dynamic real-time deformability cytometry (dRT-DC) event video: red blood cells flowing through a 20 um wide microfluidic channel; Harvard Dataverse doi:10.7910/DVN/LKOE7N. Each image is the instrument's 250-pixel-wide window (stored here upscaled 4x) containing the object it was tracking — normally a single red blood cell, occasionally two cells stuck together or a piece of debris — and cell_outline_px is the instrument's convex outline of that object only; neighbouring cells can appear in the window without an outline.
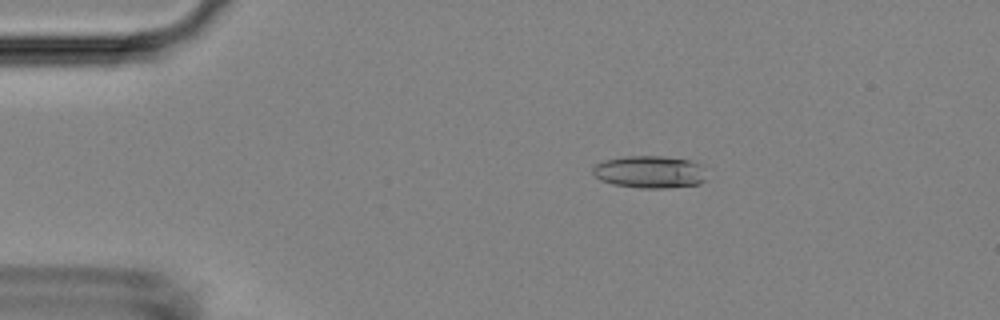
{"species": "Egyptian fruit bat (a non-hibernating species)", "species_latin": "Rousettus aegyptiacus", "temperature_condition": "room temperature", "stored_images_in_passage": 53, "camera_frame_rate_fps": 3000, "um_per_image_px": 0.085, "animal": {"sex": "female"}, "frame": {"image": 1, "passage_image": 10, "time_ms": 3.0, "image_size_px": [1000, 320], "cell_outline_px": [[708, 180], [700, 184], [668, 188], [640, 188], [612, 184], [600, 180], [592, 172], [592, 168], [596, 164], [604, 160], [624, 156], [664, 156], [688, 160], [700, 164]], "centroid_in_image_um": [55.24, 14.62], "position_along_channel_um": 29.8, "area_um2": 21.68}}
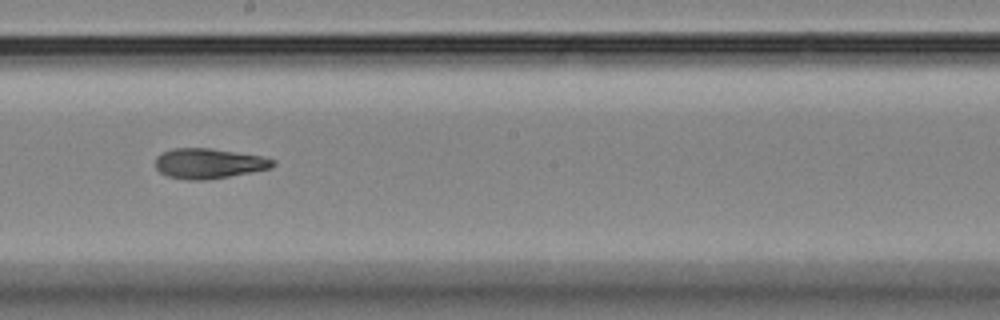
{"frame": {"image": 2, "passage_image": 30, "time_ms": 9.667, "image_size_px": [1000, 320], "cell_outline_px": [[276, 164], [272, 168], [252, 172], [204, 180], [184, 180], [168, 176], [160, 172], [156, 168], [156, 156], [172, 148], [208, 148], [260, 156], [276, 160]], "centroid_in_image_um": [17.74, 13.9], "position_along_channel_um": 230.5, "area_um2": 20.52}}
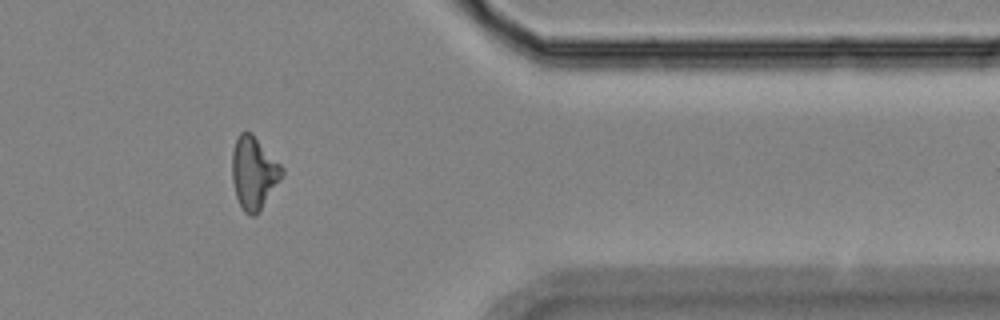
{"frame": {"image": 3, "passage_image": 44, "time_ms": 14.333, "image_size_px": [1000, 320], "cell_outline_px": [[284, 172], [280, 180], [260, 208], [252, 216], [244, 212], [236, 196], [232, 180], [232, 152], [236, 140], [240, 132], [252, 132], [284, 168]], "centroid_in_image_um": [21.56, 14.64], "position_along_channel_um": 389.8, "area_um2": 20.69}, "authors_computed_cell_mechanics": {"area_um2": 20.808, "velocity_mm_per_s": 3.7905, "shape_relaxation_time_tau1_ms": 9.2862, "shape_relaxation_time_tau2_ms": 3.6036, "deformation_change_tau1": 0.2381, "deformation_change_tau2": 0.1289}}